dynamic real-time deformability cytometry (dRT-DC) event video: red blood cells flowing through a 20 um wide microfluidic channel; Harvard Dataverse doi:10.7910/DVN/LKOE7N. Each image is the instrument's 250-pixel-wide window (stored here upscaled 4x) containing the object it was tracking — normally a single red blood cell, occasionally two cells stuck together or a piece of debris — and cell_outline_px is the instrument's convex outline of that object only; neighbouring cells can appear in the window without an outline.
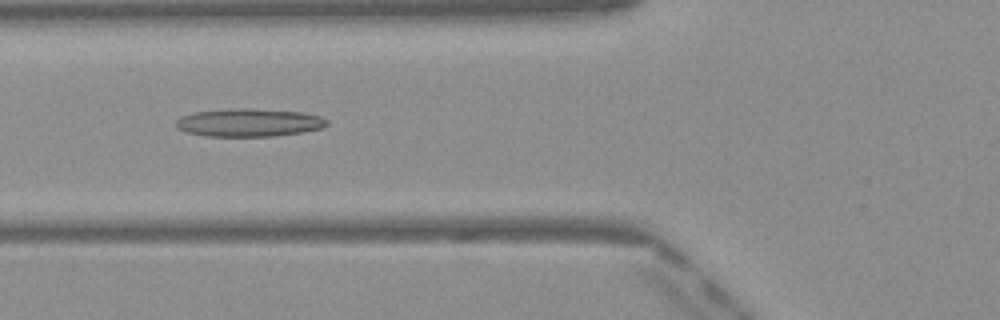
{"species": "Egyptian fruit bat (a non-hibernating species)", "species_latin": "Rousettus aegyptiacus", "temperature_condition": "warm", "stored_images_in_passage": 49, "camera_frame_rate_fps": 3000, "um_per_image_px": 0.085, "frame": {"image": 1, "passage_image": 19, "time_ms": 6.0, "image_size_px": [1000, 320], "cell_outline_px": [[328, 124], [324, 128], [304, 132], [276, 136], [204, 136], [184, 132], [176, 128], [176, 120], [180, 116], [196, 112], [232, 108], [244, 108], [304, 112], [320, 116], [328, 120]], "centroid_in_image_um": [21.17, 10.42], "position_along_channel_um": 104.6, "area_um2": 24.91}}
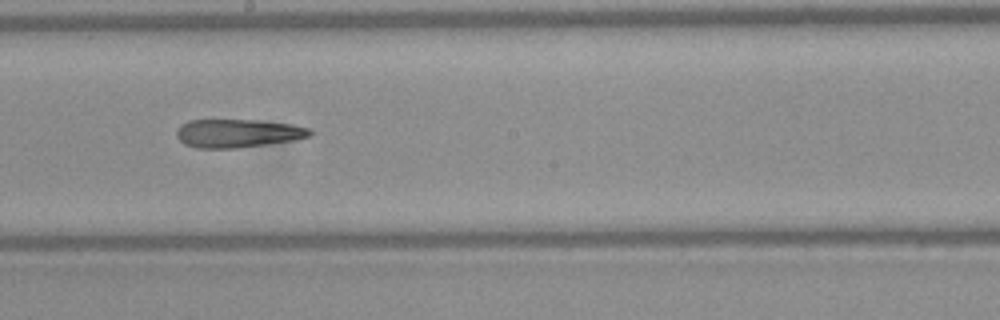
{"frame": {"image": 2, "passage_image": 28, "time_ms": 9.0, "image_size_px": [1000, 320], "cell_outline_px": [[312, 136], [292, 140], [236, 148], [196, 148], [184, 144], [176, 136], [176, 132], [180, 124], [188, 120], [256, 120], [292, 124], [312, 128]], "centroid_in_image_um": [20.2, 11.32], "position_along_channel_um": 228.0, "area_um2": 22.08}}
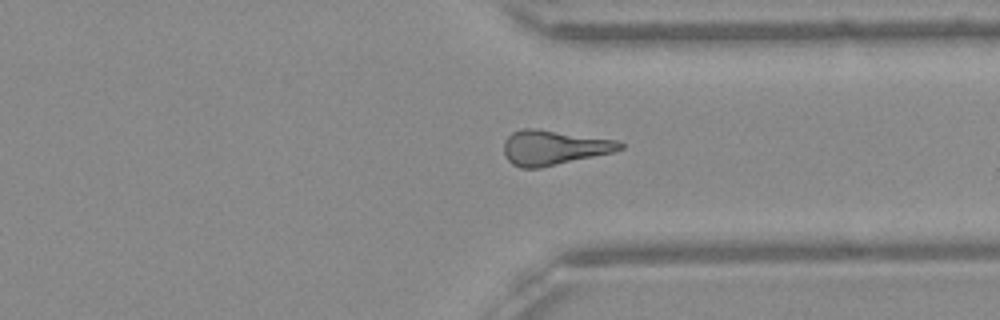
{"frame": {"image": 3, "passage_image": 38, "time_ms": 12.333, "image_size_px": [1000, 320], "cell_outline_px": [[624, 148], [612, 152], [540, 168], [520, 168], [512, 164], [504, 156], [504, 140], [512, 132], [524, 128], [536, 128], [616, 140], [624, 144]], "centroid_in_image_um": [47.03, 12.54], "position_along_channel_um": 364.4, "area_um2": 23.47}}